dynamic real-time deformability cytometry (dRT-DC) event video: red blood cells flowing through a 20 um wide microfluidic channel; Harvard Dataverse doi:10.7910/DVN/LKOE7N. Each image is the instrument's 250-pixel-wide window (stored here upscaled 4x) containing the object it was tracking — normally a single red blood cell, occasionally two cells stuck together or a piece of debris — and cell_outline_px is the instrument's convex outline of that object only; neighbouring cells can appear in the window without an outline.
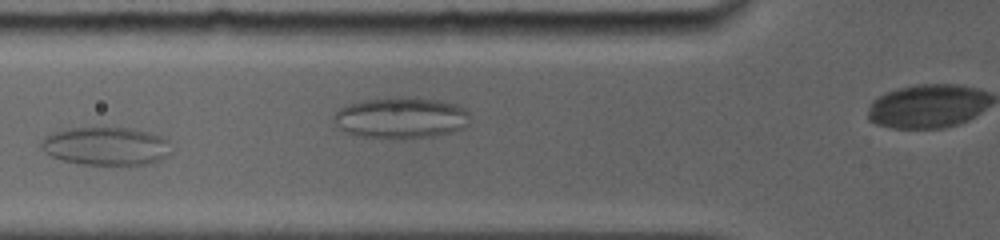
{"species": "common noctule bat (a hibernating species)", "species_latin": "Nyctalus noctula", "temperature_condition": "room temperature", "stored_images_in_passage": 15, "camera_frame_rate_fps": 5000, "um_per_image_px": 0.085, "animal": {"sex": "female", "body_mass_g": 19.0, "forearm_length_mm": 56.7}, "frame": {"image": 1, "passage_image": 5, "time_ms": 3.4, "image_size_px": [1000, 240], "cell_outline_px": [[168, 156], [152, 164], [116, 168], [84, 164], [64, 160], [52, 156], [44, 152], [40, 144], [44, 136], [60, 128], [132, 128], [148, 132], [160, 136], [168, 140]], "centroid_in_image_um": [9.0, 12.46], "position_along_channel_um": 116.8, "area_um2": 29.82}}